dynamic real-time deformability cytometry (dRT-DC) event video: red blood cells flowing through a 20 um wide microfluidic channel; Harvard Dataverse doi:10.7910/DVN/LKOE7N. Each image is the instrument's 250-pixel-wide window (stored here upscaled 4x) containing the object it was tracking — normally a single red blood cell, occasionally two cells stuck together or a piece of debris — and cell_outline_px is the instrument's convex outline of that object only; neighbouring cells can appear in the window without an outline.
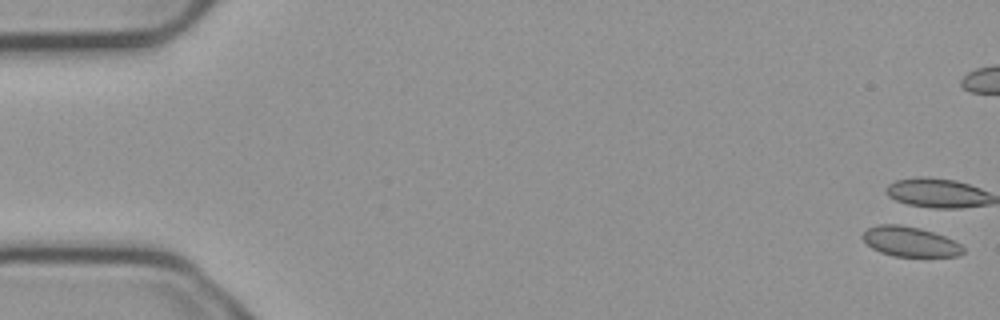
{"species": "common noctule bat (a hibernating species)", "species_latin": "Nyctalus noctula", "temperature_condition": "cold", "stored_images_in_passage": 7, "camera_frame_rate_fps": 3000, "um_per_image_px": 0.085, "animal": {"sex": "male", "body_mass_g": 23.1, "forearm_length_mm": 52.7}, "frame": {"image": 1, "passage_image": 1, "time_ms": 0.0, "image_size_px": [1000, 320], "cell_outline_px": [[964, 252], [956, 256], [892, 256], [880, 252], [872, 248], [860, 236], [868, 228], [880, 224], [900, 224], [920, 228], [944, 236], [960, 244], [964, 248]], "centroid_in_image_um": [77.33, 20.53], "position_along_channel_um": 7.7, "area_um2": 17.4}}
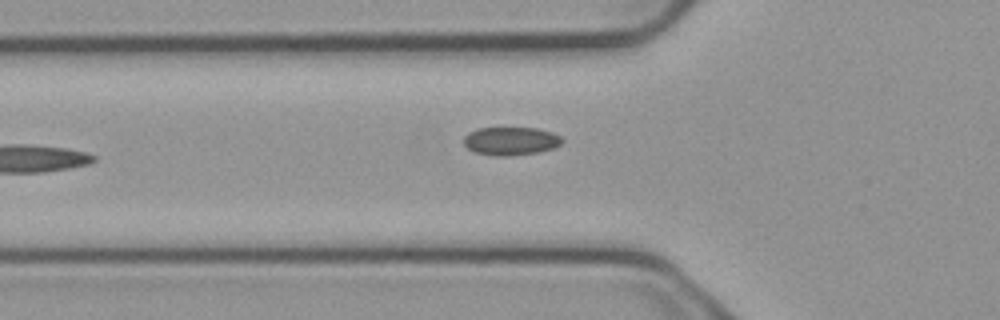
{"frame": {"image": 2, "passage_image": 6, "time_ms": 1.667, "image_size_px": [1000, 320], "cell_outline_px": [[564, 140], [560, 144], [552, 148], [540, 152], [508, 156], [492, 156], [476, 152], [468, 148], [464, 144], [464, 136], [468, 132], [476, 128], [536, 128], [552, 132], [560, 136]], "centroid_in_image_um": [43.4, 11.99], "position_along_channel_um": 82.4, "area_um2": 16.24}}
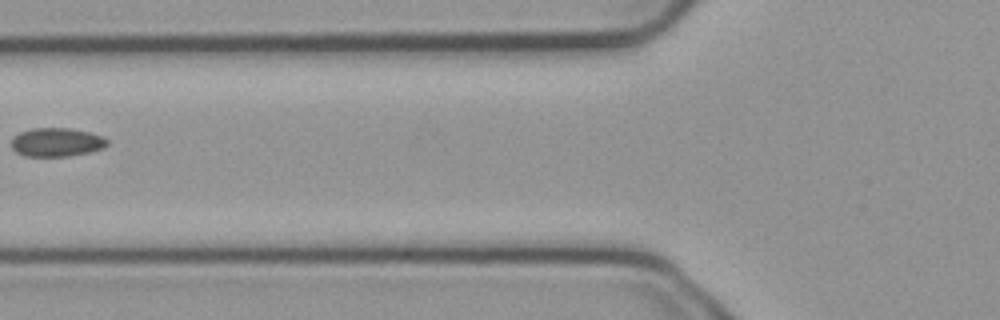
{"frame": {"image": 3, "passage_image": 7, "time_ms": 2.0, "image_size_px": [1000, 320], "cell_outline_px": [[108, 144], [104, 148], [88, 152], [68, 156], [24, 156], [16, 152], [12, 148], [12, 140], [20, 132], [32, 128], [72, 128], [104, 136], [108, 140]], "centroid_in_image_um": [4.84, 12.08], "position_along_channel_um": 121.0, "area_um2": 16.01}}